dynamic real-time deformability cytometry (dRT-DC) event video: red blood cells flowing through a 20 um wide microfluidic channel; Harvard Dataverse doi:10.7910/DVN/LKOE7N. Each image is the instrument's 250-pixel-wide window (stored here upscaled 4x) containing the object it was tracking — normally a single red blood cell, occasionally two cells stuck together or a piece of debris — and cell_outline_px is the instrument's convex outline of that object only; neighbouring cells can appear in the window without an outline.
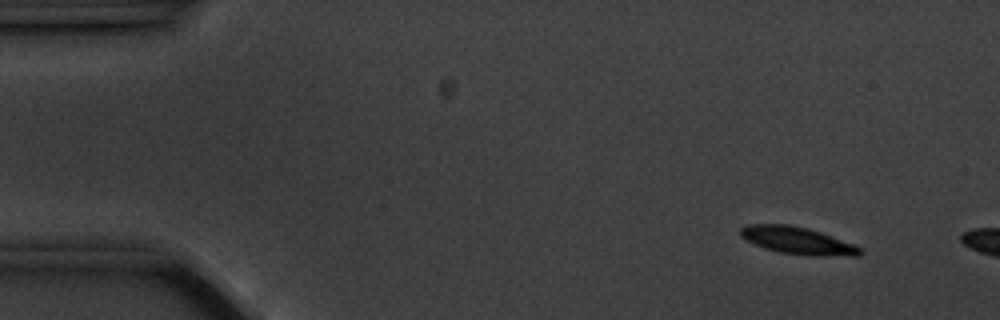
{"species": "common noctule bat (a hibernating species)", "species_latin": "Nyctalus noctula", "temperature_condition": "cold", "stored_images_in_passage": 6, "camera_frame_rate_fps": 3000, "um_per_image_px": 0.085, "animal": {"sex": "male", "body_mass_g": 20.1, "forearm_length_mm": 53.5}, "frame": {"image": 1, "passage_image": 2, "time_ms": 0.333, "image_size_px": [1000, 320], "cell_outline_px": [[864, 252], [860, 256], [808, 256], [780, 252], [764, 248], [740, 236], [740, 228], [748, 224], [788, 224], [808, 228], [856, 244]], "centroid_in_image_um": [67.85, 20.46], "position_along_channel_um": 17.2, "area_um2": 19.13}}